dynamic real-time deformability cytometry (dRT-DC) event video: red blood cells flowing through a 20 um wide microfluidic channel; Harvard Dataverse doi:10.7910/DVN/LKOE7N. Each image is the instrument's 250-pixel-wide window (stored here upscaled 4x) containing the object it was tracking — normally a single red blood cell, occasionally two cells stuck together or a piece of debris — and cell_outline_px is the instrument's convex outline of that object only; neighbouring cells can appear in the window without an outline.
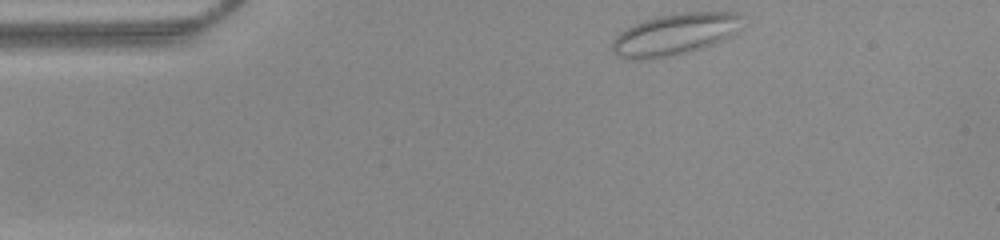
{"species": "common noctule bat (a hibernating species)", "species_latin": "Nyctalus noctula", "temperature_condition": "warm", "stored_images_in_passage": 44, "camera_frame_rate_fps": 3000, "um_per_image_px": 0.085, "animal": {"sex": "female", "body_mass_g": 22.0, "forearm_length_mm": 56.7}, "frame": {"image": 1, "passage_image": 1, "time_ms": 0.0, "image_size_px": [1000, 240], "cell_outline_px": [[740, 16], [728, 36], [720, 40], [700, 48], [688, 52], [640, 60], [624, 60], [612, 52], [612, 44], [616, 36], [620, 32], [644, 20], [656, 16], [680, 12], [736, 12]], "centroid_in_image_um": [57.2, 2.92], "position_along_channel_um": 27.8, "area_um2": 30.46}}
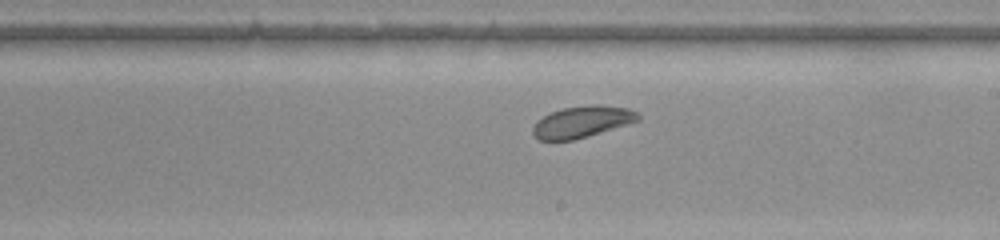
{"frame": {"image": 2, "passage_image": 22, "time_ms": 7.0, "image_size_px": [1000, 240], "cell_outline_px": [[640, 120], [628, 124], [588, 136], [572, 140], [540, 140], [532, 132], [532, 128], [536, 120], [552, 112], [564, 108], [592, 104], [600, 104], [628, 108], [636, 112], [640, 116]], "centroid_in_image_um": [49.49, 10.34], "position_along_channel_um": 239.5, "area_um2": 19.25}}
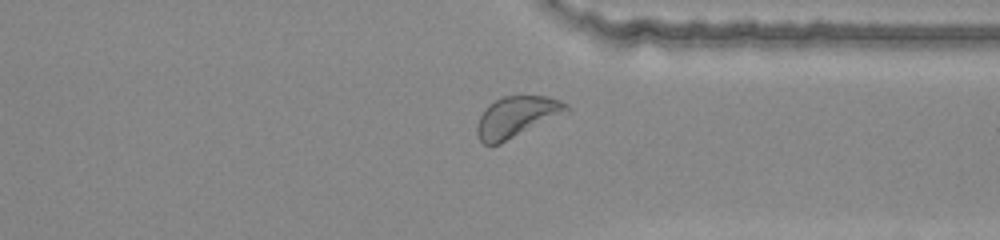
{"frame": {"image": 3, "passage_image": 32, "time_ms": 10.333, "image_size_px": [1000, 240], "cell_outline_px": [[572, 108], [568, 112], [500, 144], [484, 144], [480, 140], [476, 132], [476, 124], [480, 116], [488, 104], [504, 96], [548, 96], [560, 100], [568, 104]], "centroid_in_image_um": [43.93, 9.92], "position_along_channel_um": 367.5, "area_um2": 21.39}}